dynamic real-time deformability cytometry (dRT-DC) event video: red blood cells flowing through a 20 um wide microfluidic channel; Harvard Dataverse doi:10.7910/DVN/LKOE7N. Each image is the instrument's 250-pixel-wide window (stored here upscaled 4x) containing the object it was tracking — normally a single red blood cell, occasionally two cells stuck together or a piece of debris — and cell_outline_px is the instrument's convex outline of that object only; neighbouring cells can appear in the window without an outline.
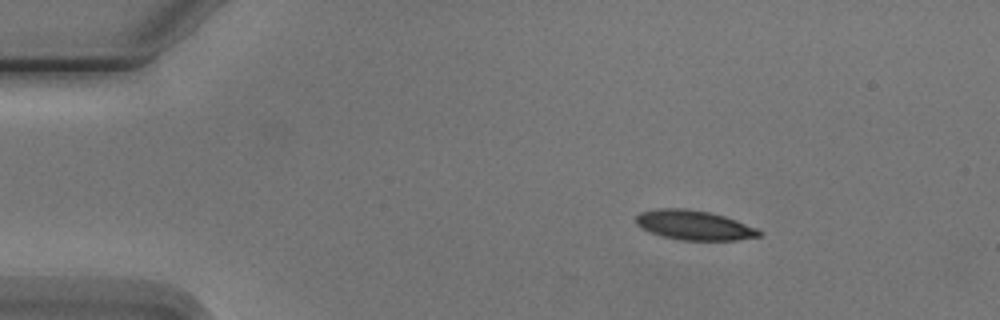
{"species": "Egyptian fruit bat (a non-hibernating species)", "species_latin": "Rousettus aegyptiacus", "temperature_condition": "cold", "stored_images_in_passage": 3, "camera_frame_rate_fps": 3000, "um_per_image_px": 0.085, "animal": {"sex": "male"}, "frame": {"image": 1, "passage_image": 1, "time_ms": 0.0, "image_size_px": [1000, 320], "cell_outline_px": [[764, 232], [760, 236], [740, 240], [680, 240], [660, 236], [640, 228], [636, 224], [636, 216], [640, 212], [660, 208], [684, 208], [708, 212], [724, 216], [736, 220], [756, 228]], "centroid_in_image_um": [58.99, 19.15], "position_along_channel_um": 26.0, "area_um2": 21.33}}